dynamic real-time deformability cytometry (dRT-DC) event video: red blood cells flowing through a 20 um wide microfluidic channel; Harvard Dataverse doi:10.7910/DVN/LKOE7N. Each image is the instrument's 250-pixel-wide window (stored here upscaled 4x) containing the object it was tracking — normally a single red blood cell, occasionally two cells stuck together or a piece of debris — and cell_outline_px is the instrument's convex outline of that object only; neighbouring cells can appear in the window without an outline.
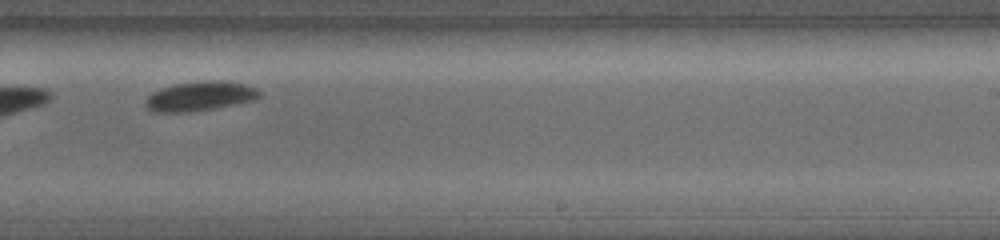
{"species": "common noctule bat (a hibernating species)", "species_latin": "Nyctalus noctula", "temperature_condition": "warm", "stored_images_in_passage": 15, "camera_frame_rate_fps": 5000, "um_per_image_px": 0.085, "animal": {"sex": "female", "body_mass_g": 19.0, "forearm_length_mm": 56.7}, "frame": {"image": 1, "passage_image": 11, "time_ms": 6.4, "image_size_px": [1000, 240], "cell_outline_px": [[260, 96], [256, 100], [212, 108], [188, 112], [156, 112], [148, 108], [144, 104], [144, 100], [152, 92], [160, 88], [176, 84], [204, 80], [220, 80], [244, 84], [256, 88], [260, 92]], "centroid_in_image_um": [16.98, 8.16], "position_along_channel_um": 272.0, "area_um2": 19.48}}